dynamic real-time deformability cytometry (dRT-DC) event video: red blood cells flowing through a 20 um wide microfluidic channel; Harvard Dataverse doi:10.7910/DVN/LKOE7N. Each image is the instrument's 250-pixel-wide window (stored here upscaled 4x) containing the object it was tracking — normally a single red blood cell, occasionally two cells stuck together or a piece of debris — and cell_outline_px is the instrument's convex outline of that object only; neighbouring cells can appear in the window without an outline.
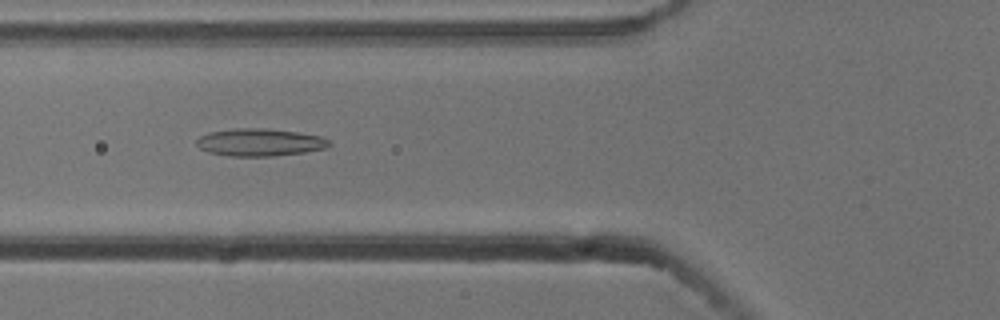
{"species": "common noctule bat (a hibernating species)", "species_latin": "Nyctalus noctula", "temperature_condition": "cold", "stored_images_in_passage": 37, "camera_frame_rate_fps": 3000, "um_per_image_px": 0.085, "animal": {"sex": "male", "body_mass_g": 13.3}, "frame": {"image": 1, "passage_image": 3, "time_ms": 0.667, "image_size_px": [1000, 320], "cell_outline_px": [[332, 144], [328, 148], [304, 152], [272, 156], [228, 156], [208, 152], [200, 148], [196, 144], [196, 140], [200, 136], [208, 132], [232, 128], [264, 128], [296, 132], [320, 136], [332, 140]], "centroid_in_image_um": [22.09, 12.09], "position_along_channel_um": 103.7, "area_um2": 21.44}}
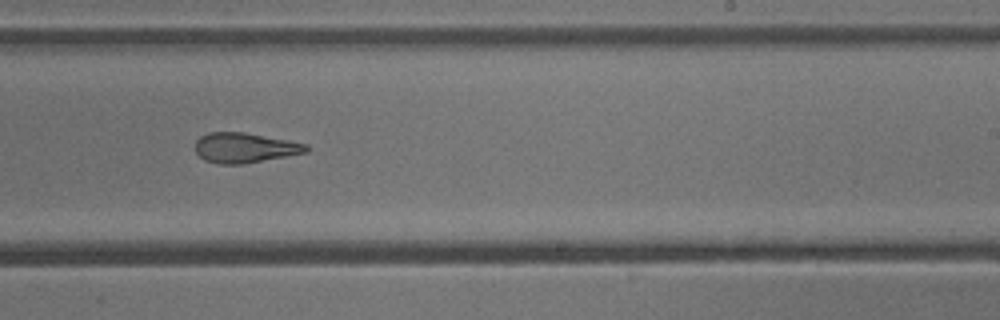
{"frame": {"image": 2, "passage_image": 16, "time_ms": 5.0, "image_size_px": [1000, 320], "cell_outline_px": [[308, 152], [240, 164], [216, 164], [204, 160], [196, 152], [196, 140], [200, 136], [208, 132], [244, 132], [288, 140], [308, 144]], "centroid_in_image_um": [20.78, 12.55], "position_along_channel_um": 268.2, "area_um2": 19.31}}
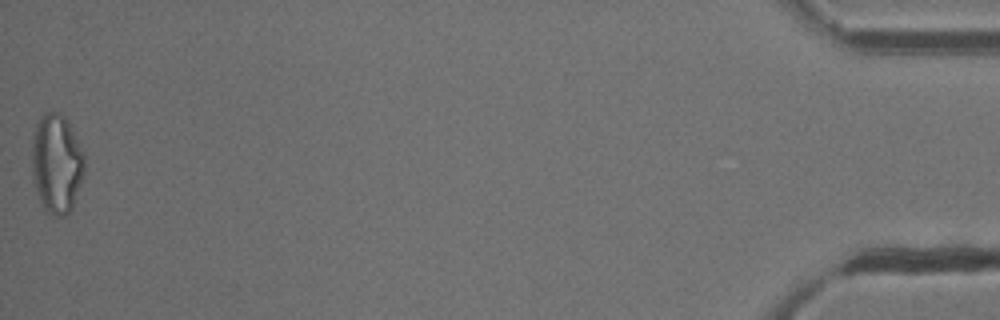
{"frame": {"image": 3, "passage_image": 37, "time_ms": 12.0, "image_size_px": [1000, 320], "cell_outline_px": [[84, 172], [72, 208], [64, 216], [56, 216], [44, 212], [36, 188], [32, 172], [32, 136], [36, 124], [40, 116], [44, 112], [60, 112], [68, 120], [84, 156]], "centroid_in_image_um": [4.79, 13.89], "position_along_channel_um": 430.4, "area_um2": 30.4}}